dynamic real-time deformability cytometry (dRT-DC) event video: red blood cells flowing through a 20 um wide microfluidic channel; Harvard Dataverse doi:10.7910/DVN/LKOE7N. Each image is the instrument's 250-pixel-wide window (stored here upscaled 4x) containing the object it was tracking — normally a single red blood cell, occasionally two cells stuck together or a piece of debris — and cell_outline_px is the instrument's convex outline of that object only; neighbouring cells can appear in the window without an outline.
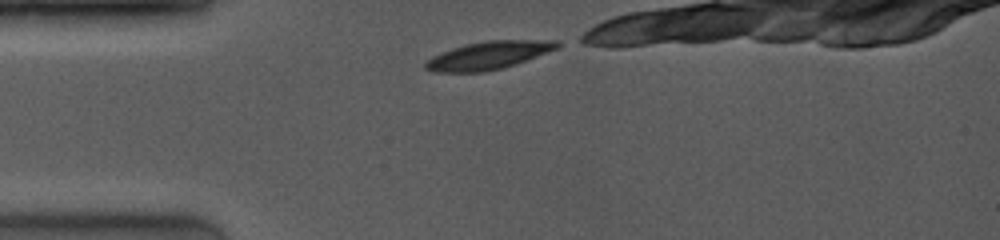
{"species": "common noctule bat (a hibernating species)", "species_latin": "Nyctalus noctula", "temperature_condition": "room temperature", "stored_images_in_passage": 12, "camera_frame_rate_fps": 4000, "um_per_image_px": 0.085, "animal": {"sex": "female", "body_mass_g": 19.0, "forearm_length_mm": 53.3}, "frame": {"image": 1, "passage_image": 1, "time_ms": 0.0, "image_size_px": [1000, 240], "cell_outline_px": [[560, 44], [556, 48], [516, 64], [504, 68], [484, 72], [436, 72], [424, 68], [424, 64], [432, 56], [440, 52], [464, 44], [488, 40], [560, 40]], "centroid_in_image_um": [41.49, 4.7], "position_along_channel_um": 43.5, "area_um2": 21.39}}
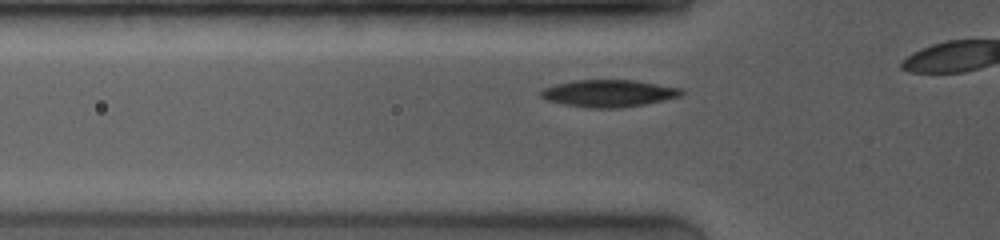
{"frame": {"image": 2, "passage_image": 6, "time_ms": 1.25, "image_size_px": [1000, 240], "cell_outline_px": [[684, 92], [680, 96], [644, 104], [620, 108], [588, 108], [564, 104], [548, 100], [540, 96], [540, 92], [544, 88], [556, 84], [576, 80], [636, 80], [684, 88]], "centroid_in_image_um": [51.77, 7.93], "position_along_channel_um": 74.0, "area_um2": 22.2}}